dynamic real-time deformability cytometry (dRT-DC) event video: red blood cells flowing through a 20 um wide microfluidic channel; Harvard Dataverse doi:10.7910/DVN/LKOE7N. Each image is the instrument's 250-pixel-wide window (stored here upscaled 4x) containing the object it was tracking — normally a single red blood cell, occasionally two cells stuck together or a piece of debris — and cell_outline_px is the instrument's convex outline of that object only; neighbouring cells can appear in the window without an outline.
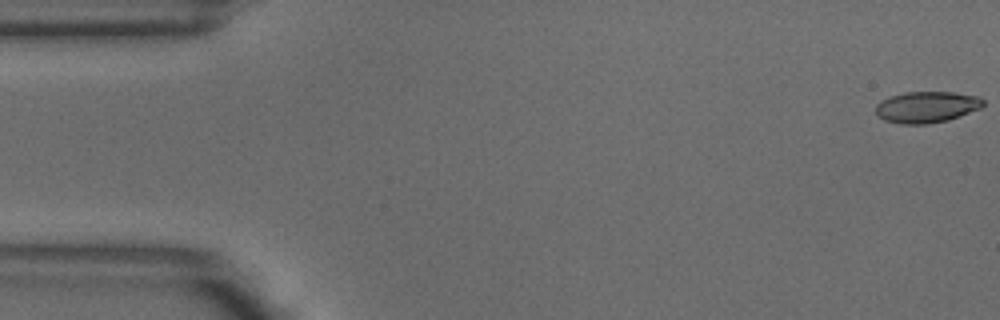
{"species": "common noctule bat (a hibernating species)", "species_latin": "Nyctalus noctula", "temperature_condition": "warm", "stored_images_in_passage": 4, "camera_frame_rate_fps": 3000, "um_per_image_px": 0.085, "animal": {"sex": "male", "body_mass_g": 18.8}, "frame": {"image": 1, "passage_image": 1, "time_ms": 0.0, "image_size_px": [1000, 320], "cell_outline_px": [[984, 104], [980, 108], [960, 116], [948, 120], [928, 124], [900, 124], [884, 120], [876, 112], [876, 104], [880, 100], [904, 92], [952, 92], [980, 96], [984, 100]], "centroid_in_image_um": [78.78, 9.09], "position_along_channel_um": 6.2, "area_um2": 19.65}}
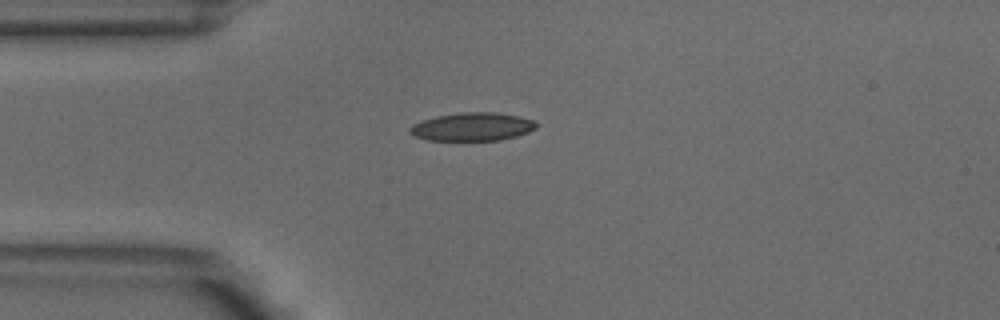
{"frame": {"image": 2, "passage_image": 4, "time_ms": 1.0, "image_size_px": [1000, 320], "cell_outline_px": [[540, 124], [536, 128], [528, 132], [516, 136], [500, 140], [428, 140], [412, 136], [408, 132], [408, 128], [412, 124], [420, 120], [436, 116], [464, 112], [496, 112], [520, 116], [536, 120]], "centroid_in_image_um": [40.15, 10.77], "position_along_channel_um": 44.9, "area_um2": 21.15}}